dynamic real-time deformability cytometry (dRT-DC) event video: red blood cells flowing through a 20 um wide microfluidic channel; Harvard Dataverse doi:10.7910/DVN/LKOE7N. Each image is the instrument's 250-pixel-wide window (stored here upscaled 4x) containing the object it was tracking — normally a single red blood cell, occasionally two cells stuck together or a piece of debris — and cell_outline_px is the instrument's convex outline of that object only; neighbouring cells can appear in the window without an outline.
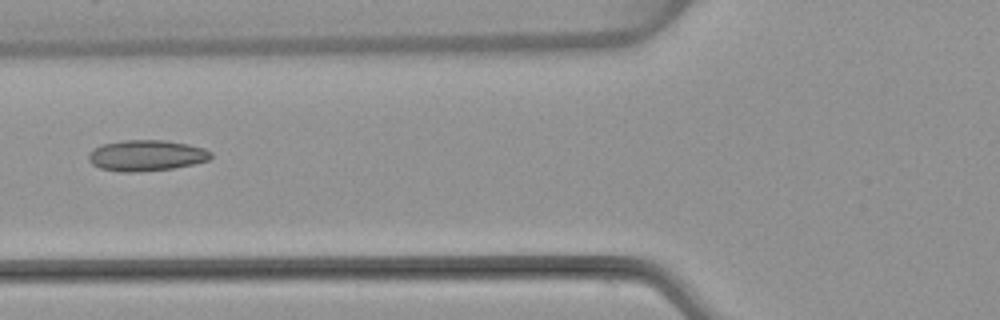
{"species": "common noctule bat (a hibernating species)", "species_latin": "Nyctalus noctula", "temperature_condition": "warm", "stored_images_in_passage": 3, "camera_frame_rate_fps": 3000, "um_per_image_px": 0.085, "animal": {"sex": "female", "body_mass_g": 22.7, "forearm_length_mm": 54.2}, "frame": {"image": 1, "passage_image": 2, "time_ms": 1.333, "image_size_px": [1000, 320], "cell_outline_px": [[212, 156], [208, 160], [192, 164], [172, 168], [136, 172], [120, 172], [100, 168], [92, 164], [88, 160], [88, 156], [96, 148], [104, 144], [124, 140], [164, 140], [188, 144], [204, 148], [212, 152]], "centroid_in_image_um": [12.46, 13.22], "position_along_channel_um": 113.3, "area_um2": 21.85}}
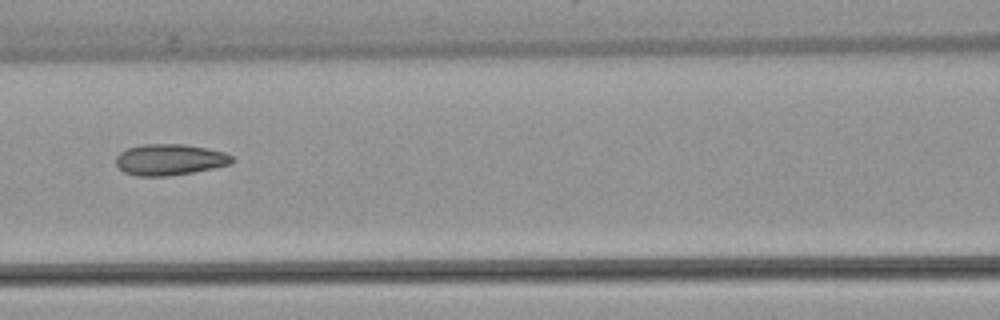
{"frame": {"image": 2, "passage_image": 3, "time_ms": 2.333, "image_size_px": [1000, 320], "cell_outline_px": [[232, 164], [192, 172], [168, 176], [136, 176], [124, 172], [116, 164], [116, 156], [120, 152], [128, 148], [144, 144], [184, 144], [208, 148], [224, 152], [232, 156]], "centroid_in_image_um": [14.42, 13.57], "position_along_channel_um": 152.2, "area_um2": 21.04}}